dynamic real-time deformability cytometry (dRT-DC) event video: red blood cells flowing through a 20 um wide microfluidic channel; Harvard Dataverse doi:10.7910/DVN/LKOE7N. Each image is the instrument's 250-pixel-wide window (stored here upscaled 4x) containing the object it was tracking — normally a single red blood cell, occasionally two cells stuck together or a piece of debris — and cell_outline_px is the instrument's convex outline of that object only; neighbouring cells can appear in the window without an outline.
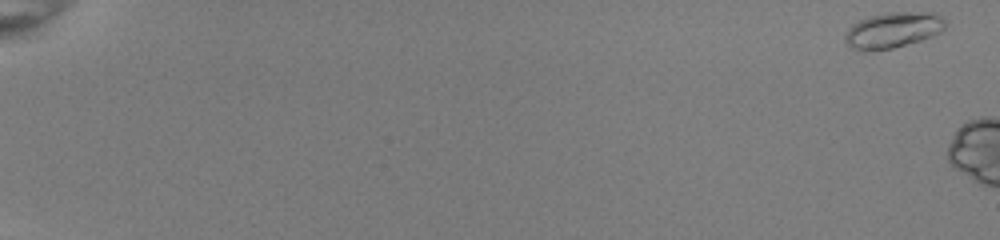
{"species": "common noctule bat (a hibernating species)", "species_latin": "Nyctalus noctula", "temperature_condition": "room temperature", "stored_images_in_passage": 20, "camera_frame_rate_fps": 3000, "um_per_image_px": 0.085, "animal": {"sex": "female", "body_mass_g": 22.0, "forearm_length_mm": 56.7}, "frame": {"image": 1, "passage_image": 1, "time_ms": 0.0, "image_size_px": [1000, 240], "cell_outline_px": [[944, 28], [940, 32], [932, 36], [920, 40], [892, 48], [868, 52], [864, 52], [852, 48], [844, 40], [844, 36], [848, 28], [852, 24], [868, 16], [888, 12], [936, 12], [944, 20]], "centroid_in_image_um": [75.86, 2.56], "position_along_channel_um": 9.1, "area_um2": 20.98}}